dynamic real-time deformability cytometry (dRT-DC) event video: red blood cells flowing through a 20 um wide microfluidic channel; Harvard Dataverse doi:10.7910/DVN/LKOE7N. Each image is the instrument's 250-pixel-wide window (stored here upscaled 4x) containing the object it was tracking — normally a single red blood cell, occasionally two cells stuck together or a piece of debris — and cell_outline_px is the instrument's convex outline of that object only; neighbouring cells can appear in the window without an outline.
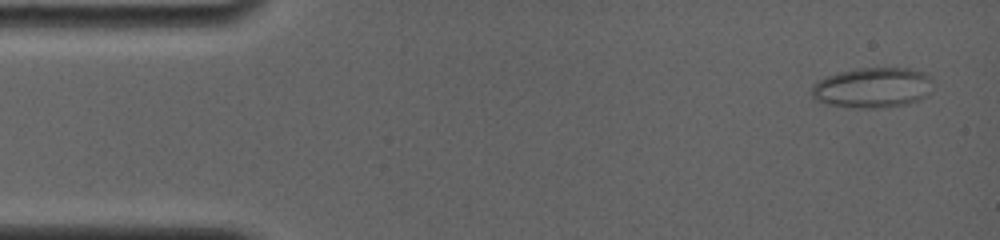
{"species": "common noctule bat (a hibernating species)", "species_latin": "Nyctalus noctula", "temperature_condition": "room temperature", "stored_images_in_passage": 28, "camera_frame_rate_fps": 4000, "um_per_image_px": 0.085, "animal": {"sex": "female", "body_mass_g": 19.0, "forearm_length_mm": 56.7}, "frame": {"image": 1, "passage_image": 1, "time_ms": 0.0, "image_size_px": [1000, 240], "cell_outline_px": [[932, 92], [928, 96], [920, 100], [904, 104], [872, 108], [860, 108], [824, 104], [816, 100], [812, 96], [812, 88], [824, 76], [856, 68], [908, 68], [924, 72], [932, 80]], "centroid_in_image_um": [74.2, 7.45], "position_along_channel_um": 10.8, "area_um2": 28.55}}
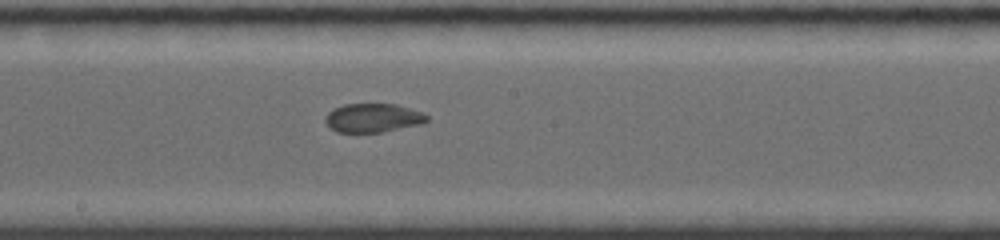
{"frame": {"image": 2, "passage_image": 13, "time_ms": 8.25, "image_size_px": [1000, 240], "cell_outline_px": [[428, 120], [420, 124], [380, 132], [336, 132], [328, 128], [324, 120], [328, 112], [332, 108], [344, 104], [396, 104], [424, 112], [428, 116]], "centroid_in_image_um": [31.66, 10.01], "position_along_channel_um": 216.5, "area_um2": 17.17}}
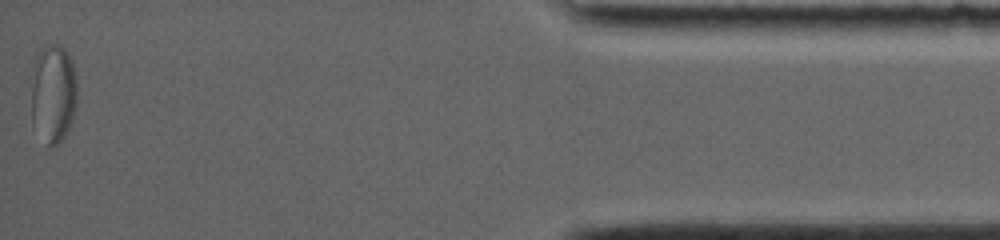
{"frame": {"image": 3, "passage_image": 28, "time_ms": 15.75, "image_size_px": [1000, 240], "cell_outline_px": [[76, 108], [64, 136], [52, 148], [48, 144], [32, 120], [28, 76], [36, 56], [40, 48], [44, 44], [56, 44], [64, 48], [72, 64], [76, 80]], "centroid_in_image_um": [4.45, 7.86], "position_along_channel_um": 430.7, "area_um2": 26.76}, "authors_computed_cell_mechanics": {"area_um2": 20.7502, "velocity_mm_per_s": 3.7746, "shape_relaxation_time_tau1_ms": null, "shape_relaxation_time_tau2_ms": 1.2991, "deformation_change_tau1": null, "deformation_change_tau2": 0.06}}